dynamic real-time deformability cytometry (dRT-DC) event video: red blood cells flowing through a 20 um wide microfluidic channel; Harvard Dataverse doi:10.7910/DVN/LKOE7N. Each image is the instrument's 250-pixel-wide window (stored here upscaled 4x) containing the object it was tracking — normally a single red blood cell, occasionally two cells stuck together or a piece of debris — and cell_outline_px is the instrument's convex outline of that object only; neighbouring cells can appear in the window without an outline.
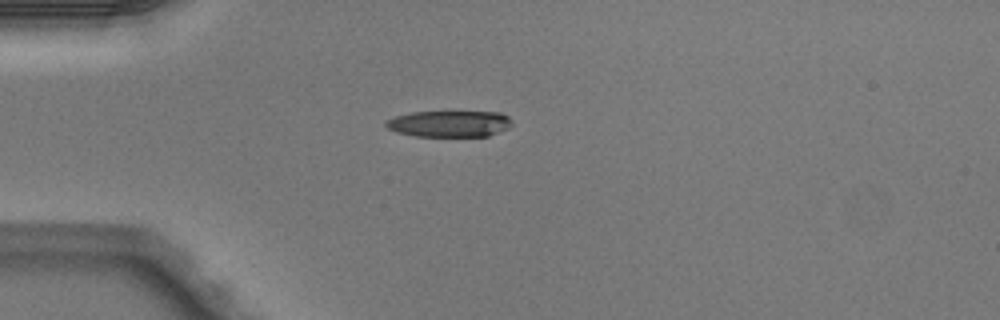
{"species": "Egyptian fruit bat (a non-hibernating species)", "species_latin": "Rousettus aegyptiacus", "temperature_condition": "warm", "stored_images_in_passage": 6, "camera_frame_rate_fps": 3000, "um_per_image_px": 0.085, "animal": {"sex": "male"}, "frame": {"image": 1, "passage_image": 5, "time_ms": 1.333, "image_size_px": [1000, 320], "cell_outline_px": [[512, 124], [508, 128], [488, 136], [416, 136], [396, 132], [388, 128], [384, 124], [384, 120], [396, 116], [412, 112], [500, 112], [508, 116], [512, 120]], "centroid_in_image_um": [38.19, 10.51], "position_along_channel_um": 46.8, "area_um2": 19.36}}